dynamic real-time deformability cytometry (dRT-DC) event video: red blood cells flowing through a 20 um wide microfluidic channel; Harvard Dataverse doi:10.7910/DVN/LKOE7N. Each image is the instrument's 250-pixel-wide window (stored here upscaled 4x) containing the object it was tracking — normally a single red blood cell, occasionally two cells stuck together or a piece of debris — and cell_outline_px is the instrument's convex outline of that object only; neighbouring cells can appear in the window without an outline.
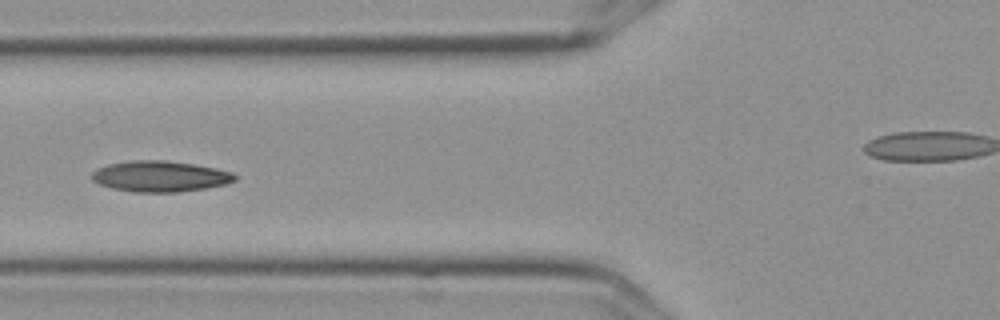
{"species": "Egyptian fruit bat (a non-hibernating species)", "species_latin": "Rousettus aegyptiacus", "temperature_condition": "cold", "stored_images_in_passage": 10, "camera_frame_rate_fps": 3000, "um_per_image_px": 0.085, "frame": {"image": 1, "passage_image": 7, "time_ms": 2.0, "image_size_px": [1000, 320], "cell_outline_px": [[236, 180], [224, 184], [208, 188], [180, 192], [132, 192], [112, 188], [100, 184], [92, 180], [92, 172], [96, 168], [108, 164], [128, 160], [164, 160], [192, 164], [216, 168], [232, 172], [236, 176]], "centroid_in_image_um": [13.59, 14.99], "position_along_channel_um": 112.2, "area_um2": 25.84}}
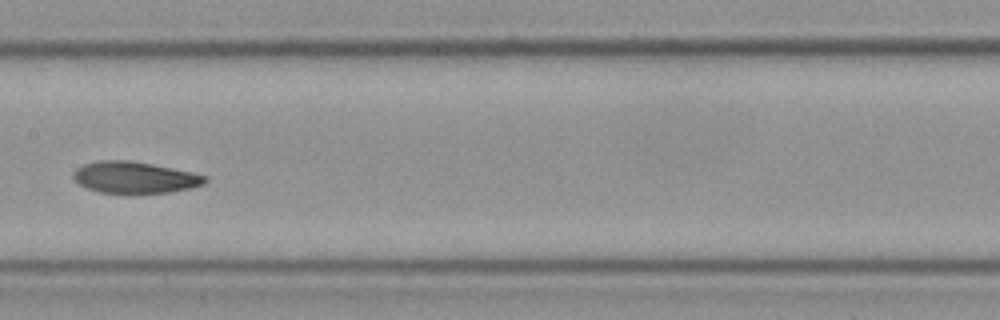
{"frame": {"image": 2, "passage_image": 9, "time_ms": 2.667, "image_size_px": [1000, 320], "cell_outline_px": [[208, 180], [204, 184], [188, 188], [168, 192], [100, 192], [88, 188], [80, 184], [72, 176], [76, 168], [84, 164], [96, 160], [128, 160], [152, 164], [192, 172], [208, 176]], "centroid_in_image_um": [11.45, 15.06], "position_along_channel_um": 195.9, "area_um2": 23.81}}